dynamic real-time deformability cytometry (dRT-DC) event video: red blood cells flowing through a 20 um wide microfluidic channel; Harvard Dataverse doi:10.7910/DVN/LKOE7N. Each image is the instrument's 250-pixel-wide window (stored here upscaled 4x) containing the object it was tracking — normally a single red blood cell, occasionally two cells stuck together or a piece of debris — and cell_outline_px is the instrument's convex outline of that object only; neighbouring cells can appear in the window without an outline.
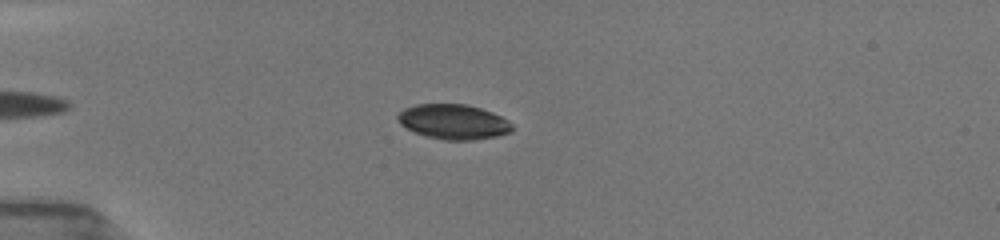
{"species": "common noctule bat (a hibernating species)", "species_latin": "Nyctalus noctula", "temperature_condition": "room temperature", "stored_images_in_passage": 8, "camera_frame_rate_fps": 3000, "um_per_image_px": 0.085, "animal": {"sex": "female", "body_mass_g": 19.5, "forearm_length_mm": 54.1}, "frame": {"image": 1, "passage_image": 7, "time_ms": 2.667, "image_size_px": [1000, 240], "cell_outline_px": [[512, 128], [508, 132], [496, 136], [476, 140], [440, 140], [424, 136], [408, 128], [396, 116], [400, 112], [416, 104], [464, 104], [480, 108], [500, 116], [512, 124]], "centroid_in_image_um": [38.55, 10.36], "position_along_channel_um": 46.4, "area_um2": 22.83}}